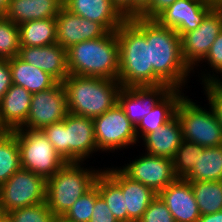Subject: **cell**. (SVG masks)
<instances>
[{
	"instance_id": "f1b7e54d",
	"label": "cell",
	"mask_w": 222,
	"mask_h": 222,
	"mask_svg": "<svg viewBox=\"0 0 222 222\" xmlns=\"http://www.w3.org/2000/svg\"><path fill=\"white\" fill-rule=\"evenodd\" d=\"M95 185L114 217L119 222H128V211L125 208L122 189L103 170L97 176Z\"/></svg>"
},
{
	"instance_id": "8d00e7d4",
	"label": "cell",
	"mask_w": 222,
	"mask_h": 222,
	"mask_svg": "<svg viewBox=\"0 0 222 222\" xmlns=\"http://www.w3.org/2000/svg\"><path fill=\"white\" fill-rule=\"evenodd\" d=\"M89 222H119L107 206L104 198L99 194L96 186V200Z\"/></svg>"
},
{
	"instance_id": "4fadbf2b",
	"label": "cell",
	"mask_w": 222,
	"mask_h": 222,
	"mask_svg": "<svg viewBox=\"0 0 222 222\" xmlns=\"http://www.w3.org/2000/svg\"><path fill=\"white\" fill-rule=\"evenodd\" d=\"M129 163L121 170L132 180L146 185L157 194L178 179L174 172L172 159L164 156L145 153Z\"/></svg>"
},
{
	"instance_id": "8fae6325",
	"label": "cell",
	"mask_w": 222,
	"mask_h": 222,
	"mask_svg": "<svg viewBox=\"0 0 222 222\" xmlns=\"http://www.w3.org/2000/svg\"><path fill=\"white\" fill-rule=\"evenodd\" d=\"M67 98L62 82L33 94L26 123L20 129L42 130L62 121L68 114Z\"/></svg>"
},
{
	"instance_id": "1f68e13d",
	"label": "cell",
	"mask_w": 222,
	"mask_h": 222,
	"mask_svg": "<svg viewBox=\"0 0 222 222\" xmlns=\"http://www.w3.org/2000/svg\"><path fill=\"white\" fill-rule=\"evenodd\" d=\"M203 147L199 144L182 140L172 158L174 172L178 178H184L194 167L197 154Z\"/></svg>"
},
{
	"instance_id": "30bf717a",
	"label": "cell",
	"mask_w": 222,
	"mask_h": 222,
	"mask_svg": "<svg viewBox=\"0 0 222 222\" xmlns=\"http://www.w3.org/2000/svg\"><path fill=\"white\" fill-rule=\"evenodd\" d=\"M47 180L21 168L0 186V200L8 213L46 202Z\"/></svg>"
},
{
	"instance_id": "2e32d148",
	"label": "cell",
	"mask_w": 222,
	"mask_h": 222,
	"mask_svg": "<svg viewBox=\"0 0 222 222\" xmlns=\"http://www.w3.org/2000/svg\"><path fill=\"white\" fill-rule=\"evenodd\" d=\"M171 88L167 84L144 87H122L118 103L136 127Z\"/></svg>"
},
{
	"instance_id": "d590c367",
	"label": "cell",
	"mask_w": 222,
	"mask_h": 222,
	"mask_svg": "<svg viewBox=\"0 0 222 222\" xmlns=\"http://www.w3.org/2000/svg\"><path fill=\"white\" fill-rule=\"evenodd\" d=\"M138 222H175L165 202L157 195Z\"/></svg>"
},
{
	"instance_id": "8992f818",
	"label": "cell",
	"mask_w": 222,
	"mask_h": 222,
	"mask_svg": "<svg viewBox=\"0 0 222 222\" xmlns=\"http://www.w3.org/2000/svg\"><path fill=\"white\" fill-rule=\"evenodd\" d=\"M83 162H66L53 176L47 179L46 202L56 217L67 210L94 185L101 170L82 167Z\"/></svg>"
},
{
	"instance_id": "b9f144b4",
	"label": "cell",
	"mask_w": 222,
	"mask_h": 222,
	"mask_svg": "<svg viewBox=\"0 0 222 222\" xmlns=\"http://www.w3.org/2000/svg\"><path fill=\"white\" fill-rule=\"evenodd\" d=\"M150 3L151 0H132V18L139 17Z\"/></svg>"
},
{
	"instance_id": "4316f807",
	"label": "cell",
	"mask_w": 222,
	"mask_h": 222,
	"mask_svg": "<svg viewBox=\"0 0 222 222\" xmlns=\"http://www.w3.org/2000/svg\"><path fill=\"white\" fill-rule=\"evenodd\" d=\"M18 27L20 47H42L56 43V18L32 20Z\"/></svg>"
},
{
	"instance_id": "ac0fdd59",
	"label": "cell",
	"mask_w": 222,
	"mask_h": 222,
	"mask_svg": "<svg viewBox=\"0 0 222 222\" xmlns=\"http://www.w3.org/2000/svg\"><path fill=\"white\" fill-rule=\"evenodd\" d=\"M17 56L50 74L58 82H63L69 75L67 50L57 43L42 47H20Z\"/></svg>"
},
{
	"instance_id": "52a82bcc",
	"label": "cell",
	"mask_w": 222,
	"mask_h": 222,
	"mask_svg": "<svg viewBox=\"0 0 222 222\" xmlns=\"http://www.w3.org/2000/svg\"><path fill=\"white\" fill-rule=\"evenodd\" d=\"M185 95L178 102L175 115L181 128L183 139L202 147L222 145V126L211 107L209 111L191 101Z\"/></svg>"
},
{
	"instance_id": "7bdbcfd3",
	"label": "cell",
	"mask_w": 222,
	"mask_h": 222,
	"mask_svg": "<svg viewBox=\"0 0 222 222\" xmlns=\"http://www.w3.org/2000/svg\"><path fill=\"white\" fill-rule=\"evenodd\" d=\"M197 222H222V210L213 214L201 215Z\"/></svg>"
},
{
	"instance_id": "f6af8a7d",
	"label": "cell",
	"mask_w": 222,
	"mask_h": 222,
	"mask_svg": "<svg viewBox=\"0 0 222 222\" xmlns=\"http://www.w3.org/2000/svg\"><path fill=\"white\" fill-rule=\"evenodd\" d=\"M7 214V212L5 211V208L0 200V220Z\"/></svg>"
},
{
	"instance_id": "484cf974",
	"label": "cell",
	"mask_w": 222,
	"mask_h": 222,
	"mask_svg": "<svg viewBox=\"0 0 222 222\" xmlns=\"http://www.w3.org/2000/svg\"><path fill=\"white\" fill-rule=\"evenodd\" d=\"M183 179L188 182L222 181V145L203 147L193 169Z\"/></svg>"
},
{
	"instance_id": "7a4b0ae2",
	"label": "cell",
	"mask_w": 222,
	"mask_h": 222,
	"mask_svg": "<svg viewBox=\"0 0 222 222\" xmlns=\"http://www.w3.org/2000/svg\"><path fill=\"white\" fill-rule=\"evenodd\" d=\"M119 44V76L122 87L153 86L149 45L145 38V19H127L117 30Z\"/></svg>"
},
{
	"instance_id": "f546056e",
	"label": "cell",
	"mask_w": 222,
	"mask_h": 222,
	"mask_svg": "<svg viewBox=\"0 0 222 222\" xmlns=\"http://www.w3.org/2000/svg\"><path fill=\"white\" fill-rule=\"evenodd\" d=\"M201 215L222 210V181L190 182Z\"/></svg>"
},
{
	"instance_id": "4dcf8cb0",
	"label": "cell",
	"mask_w": 222,
	"mask_h": 222,
	"mask_svg": "<svg viewBox=\"0 0 222 222\" xmlns=\"http://www.w3.org/2000/svg\"><path fill=\"white\" fill-rule=\"evenodd\" d=\"M20 49L19 27L5 16H0V59H11Z\"/></svg>"
},
{
	"instance_id": "cb8c5ba5",
	"label": "cell",
	"mask_w": 222,
	"mask_h": 222,
	"mask_svg": "<svg viewBox=\"0 0 222 222\" xmlns=\"http://www.w3.org/2000/svg\"><path fill=\"white\" fill-rule=\"evenodd\" d=\"M12 83L25 88L31 94L50 89L58 81L40 68L21 60L18 56L9 59Z\"/></svg>"
},
{
	"instance_id": "9a60e30c",
	"label": "cell",
	"mask_w": 222,
	"mask_h": 222,
	"mask_svg": "<svg viewBox=\"0 0 222 222\" xmlns=\"http://www.w3.org/2000/svg\"><path fill=\"white\" fill-rule=\"evenodd\" d=\"M56 43L64 49L82 41L105 36L108 31L100 24L76 15L64 6L56 16Z\"/></svg>"
},
{
	"instance_id": "7402d4cb",
	"label": "cell",
	"mask_w": 222,
	"mask_h": 222,
	"mask_svg": "<svg viewBox=\"0 0 222 222\" xmlns=\"http://www.w3.org/2000/svg\"><path fill=\"white\" fill-rule=\"evenodd\" d=\"M62 7L63 0H10L4 16L21 25L32 20L56 18Z\"/></svg>"
},
{
	"instance_id": "5b68a950",
	"label": "cell",
	"mask_w": 222,
	"mask_h": 222,
	"mask_svg": "<svg viewBox=\"0 0 222 222\" xmlns=\"http://www.w3.org/2000/svg\"><path fill=\"white\" fill-rule=\"evenodd\" d=\"M42 131L66 162H83L98 151L93 118L68 113L62 121L45 126Z\"/></svg>"
},
{
	"instance_id": "9c48e42d",
	"label": "cell",
	"mask_w": 222,
	"mask_h": 222,
	"mask_svg": "<svg viewBox=\"0 0 222 222\" xmlns=\"http://www.w3.org/2000/svg\"><path fill=\"white\" fill-rule=\"evenodd\" d=\"M98 151H115L138 142L136 127L117 103L102 115L93 118Z\"/></svg>"
},
{
	"instance_id": "ffe728a7",
	"label": "cell",
	"mask_w": 222,
	"mask_h": 222,
	"mask_svg": "<svg viewBox=\"0 0 222 222\" xmlns=\"http://www.w3.org/2000/svg\"><path fill=\"white\" fill-rule=\"evenodd\" d=\"M70 12L100 23L108 32L116 31L127 19L111 0H63Z\"/></svg>"
},
{
	"instance_id": "c3c4849f",
	"label": "cell",
	"mask_w": 222,
	"mask_h": 222,
	"mask_svg": "<svg viewBox=\"0 0 222 222\" xmlns=\"http://www.w3.org/2000/svg\"><path fill=\"white\" fill-rule=\"evenodd\" d=\"M211 1L216 3L217 5H221L222 4V0H211Z\"/></svg>"
},
{
	"instance_id": "836d02e7",
	"label": "cell",
	"mask_w": 222,
	"mask_h": 222,
	"mask_svg": "<svg viewBox=\"0 0 222 222\" xmlns=\"http://www.w3.org/2000/svg\"><path fill=\"white\" fill-rule=\"evenodd\" d=\"M7 214L13 222H53L56 217L48 208L47 202L15 209Z\"/></svg>"
},
{
	"instance_id": "6da1fadb",
	"label": "cell",
	"mask_w": 222,
	"mask_h": 222,
	"mask_svg": "<svg viewBox=\"0 0 222 222\" xmlns=\"http://www.w3.org/2000/svg\"><path fill=\"white\" fill-rule=\"evenodd\" d=\"M145 38L153 68V86L167 84L171 89L185 87L192 70L182 58L179 34L172 28L160 25L155 19H145Z\"/></svg>"
},
{
	"instance_id": "bcb514c9",
	"label": "cell",
	"mask_w": 222,
	"mask_h": 222,
	"mask_svg": "<svg viewBox=\"0 0 222 222\" xmlns=\"http://www.w3.org/2000/svg\"><path fill=\"white\" fill-rule=\"evenodd\" d=\"M0 222H13L12 218L6 214L1 220Z\"/></svg>"
},
{
	"instance_id": "ee69618b",
	"label": "cell",
	"mask_w": 222,
	"mask_h": 222,
	"mask_svg": "<svg viewBox=\"0 0 222 222\" xmlns=\"http://www.w3.org/2000/svg\"><path fill=\"white\" fill-rule=\"evenodd\" d=\"M10 0H0V16H4L7 12Z\"/></svg>"
},
{
	"instance_id": "e0dca14e",
	"label": "cell",
	"mask_w": 222,
	"mask_h": 222,
	"mask_svg": "<svg viewBox=\"0 0 222 222\" xmlns=\"http://www.w3.org/2000/svg\"><path fill=\"white\" fill-rule=\"evenodd\" d=\"M103 171L122 189L128 222H138L158 194L146 185L132 180L121 168H106Z\"/></svg>"
},
{
	"instance_id": "5bb4252c",
	"label": "cell",
	"mask_w": 222,
	"mask_h": 222,
	"mask_svg": "<svg viewBox=\"0 0 222 222\" xmlns=\"http://www.w3.org/2000/svg\"><path fill=\"white\" fill-rule=\"evenodd\" d=\"M216 6L211 0H176L155 20L162 26L174 29L181 37L197 29Z\"/></svg>"
},
{
	"instance_id": "d4e9b609",
	"label": "cell",
	"mask_w": 222,
	"mask_h": 222,
	"mask_svg": "<svg viewBox=\"0 0 222 222\" xmlns=\"http://www.w3.org/2000/svg\"><path fill=\"white\" fill-rule=\"evenodd\" d=\"M182 89H171L136 126L137 139L154 132L170 121L176 112L178 102L184 96Z\"/></svg>"
},
{
	"instance_id": "277c9868",
	"label": "cell",
	"mask_w": 222,
	"mask_h": 222,
	"mask_svg": "<svg viewBox=\"0 0 222 222\" xmlns=\"http://www.w3.org/2000/svg\"><path fill=\"white\" fill-rule=\"evenodd\" d=\"M62 83L68 112L89 118L100 116L114 107L122 89L118 80L72 74Z\"/></svg>"
},
{
	"instance_id": "d6a6232c",
	"label": "cell",
	"mask_w": 222,
	"mask_h": 222,
	"mask_svg": "<svg viewBox=\"0 0 222 222\" xmlns=\"http://www.w3.org/2000/svg\"><path fill=\"white\" fill-rule=\"evenodd\" d=\"M96 200V185L83 194L62 216L69 222H89Z\"/></svg>"
},
{
	"instance_id": "ba28073f",
	"label": "cell",
	"mask_w": 222,
	"mask_h": 222,
	"mask_svg": "<svg viewBox=\"0 0 222 222\" xmlns=\"http://www.w3.org/2000/svg\"><path fill=\"white\" fill-rule=\"evenodd\" d=\"M12 132L17 138L22 168L47 180L66 163L42 130L19 128Z\"/></svg>"
},
{
	"instance_id": "603a6c76",
	"label": "cell",
	"mask_w": 222,
	"mask_h": 222,
	"mask_svg": "<svg viewBox=\"0 0 222 222\" xmlns=\"http://www.w3.org/2000/svg\"><path fill=\"white\" fill-rule=\"evenodd\" d=\"M142 140L147 154L172 159L183 140L182 128L175 115L170 121L146 134Z\"/></svg>"
},
{
	"instance_id": "7c38bea8",
	"label": "cell",
	"mask_w": 222,
	"mask_h": 222,
	"mask_svg": "<svg viewBox=\"0 0 222 222\" xmlns=\"http://www.w3.org/2000/svg\"><path fill=\"white\" fill-rule=\"evenodd\" d=\"M222 32V6L217 5L197 29L181 36L182 58L194 70L207 56L216 37ZM196 65V67H195Z\"/></svg>"
},
{
	"instance_id": "44dd1931",
	"label": "cell",
	"mask_w": 222,
	"mask_h": 222,
	"mask_svg": "<svg viewBox=\"0 0 222 222\" xmlns=\"http://www.w3.org/2000/svg\"><path fill=\"white\" fill-rule=\"evenodd\" d=\"M32 96L21 86H10L0 101V131H13L26 123Z\"/></svg>"
},
{
	"instance_id": "e575fe53",
	"label": "cell",
	"mask_w": 222,
	"mask_h": 222,
	"mask_svg": "<svg viewBox=\"0 0 222 222\" xmlns=\"http://www.w3.org/2000/svg\"><path fill=\"white\" fill-rule=\"evenodd\" d=\"M208 73H204L200 80H202V84L204 83V94L209 100V106L213 109L217 120L222 126V81L219 75H215L214 72L212 75Z\"/></svg>"
},
{
	"instance_id": "74e56055",
	"label": "cell",
	"mask_w": 222,
	"mask_h": 222,
	"mask_svg": "<svg viewBox=\"0 0 222 222\" xmlns=\"http://www.w3.org/2000/svg\"><path fill=\"white\" fill-rule=\"evenodd\" d=\"M203 60L209 64L210 68H212L211 70H215L216 74H221L222 76V32L216 37Z\"/></svg>"
},
{
	"instance_id": "ab89813d",
	"label": "cell",
	"mask_w": 222,
	"mask_h": 222,
	"mask_svg": "<svg viewBox=\"0 0 222 222\" xmlns=\"http://www.w3.org/2000/svg\"><path fill=\"white\" fill-rule=\"evenodd\" d=\"M12 84L9 59H0V101Z\"/></svg>"
},
{
	"instance_id": "f35d334b",
	"label": "cell",
	"mask_w": 222,
	"mask_h": 222,
	"mask_svg": "<svg viewBox=\"0 0 222 222\" xmlns=\"http://www.w3.org/2000/svg\"><path fill=\"white\" fill-rule=\"evenodd\" d=\"M176 0H151L150 5L139 17L144 19H155L162 11L172 5Z\"/></svg>"
},
{
	"instance_id": "60d3db41",
	"label": "cell",
	"mask_w": 222,
	"mask_h": 222,
	"mask_svg": "<svg viewBox=\"0 0 222 222\" xmlns=\"http://www.w3.org/2000/svg\"><path fill=\"white\" fill-rule=\"evenodd\" d=\"M113 5L126 18H132V0H111Z\"/></svg>"
},
{
	"instance_id": "3957f363",
	"label": "cell",
	"mask_w": 222,
	"mask_h": 222,
	"mask_svg": "<svg viewBox=\"0 0 222 222\" xmlns=\"http://www.w3.org/2000/svg\"><path fill=\"white\" fill-rule=\"evenodd\" d=\"M69 74L118 80L119 44L116 31L82 41L67 49Z\"/></svg>"
},
{
	"instance_id": "d6986e66",
	"label": "cell",
	"mask_w": 222,
	"mask_h": 222,
	"mask_svg": "<svg viewBox=\"0 0 222 222\" xmlns=\"http://www.w3.org/2000/svg\"><path fill=\"white\" fill-rule=\"evenodd\" d=\"M165 202L175 222H197L201 214L191 183L178 178L158 194Z\"/></svg>"
},
{
	"instance_id": "7dc6e473",
	"label": "cell",
	"mask_w": 222,
	"mask_h": 222,
	"mask_svg": "<svg viewBox=\"0 0 222 222\" xmlns=\"http://www.w3.org/2000/svg\"><path fill=\"white\" fill-rule=\"evenodd\" d=\"M53 222H69V221H67L63 217H55Z\"/></svg>"
},
{
	"instance_id": "83f0119b",
	"label": "cell",
	"mask_w": 222,
	"mask_h": 222,
	"mask_svg": "<svg viewBox=\"0 0 222 222\" xmlns=\"http://www.w3.org/2000/svg\"><path fill=\"white\" fill-rule=\"evenodd\" d=\"M21 168L15 134L12 131H0V186Z\"/></svg>"
}]
</instances>
